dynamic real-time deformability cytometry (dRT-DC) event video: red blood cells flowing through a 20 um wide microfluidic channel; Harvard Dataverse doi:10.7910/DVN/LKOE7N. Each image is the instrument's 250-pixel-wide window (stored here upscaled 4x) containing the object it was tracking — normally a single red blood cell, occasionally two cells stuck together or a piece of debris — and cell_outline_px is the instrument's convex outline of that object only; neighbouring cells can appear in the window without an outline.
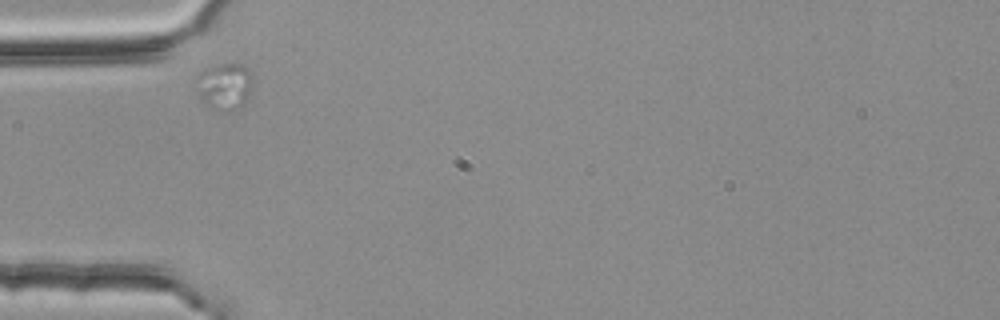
{"species": "common noctule bat (a hibernating species)", "species_latin": "Nyctalus noctula", "temperature_condition": "room temperature", "stored_images_in_passage": 2, "camera_frame_rate_fps": 3000, "um_per_image_px": 0.085, "animal": {"sex": "female", "body_mass_g": 25.1}, "frame": {"image": 1, "passage_image": 1, "time_ms": 0.0, "image_size_px": [1000, 320], "cell_outline_px": [[252, 88], [248, 96], [240, 104], [228, 112], [220, 112], [208, 108], [200, 100], [196, 88], [196, 76], [204, 68], [212, 64], [232, 60], [248, 68], [252, 72]], "centroid_in_image_um": [19.04, 7.27], "position_along_channel_um": 66.0, "area_um2": 16.18}}